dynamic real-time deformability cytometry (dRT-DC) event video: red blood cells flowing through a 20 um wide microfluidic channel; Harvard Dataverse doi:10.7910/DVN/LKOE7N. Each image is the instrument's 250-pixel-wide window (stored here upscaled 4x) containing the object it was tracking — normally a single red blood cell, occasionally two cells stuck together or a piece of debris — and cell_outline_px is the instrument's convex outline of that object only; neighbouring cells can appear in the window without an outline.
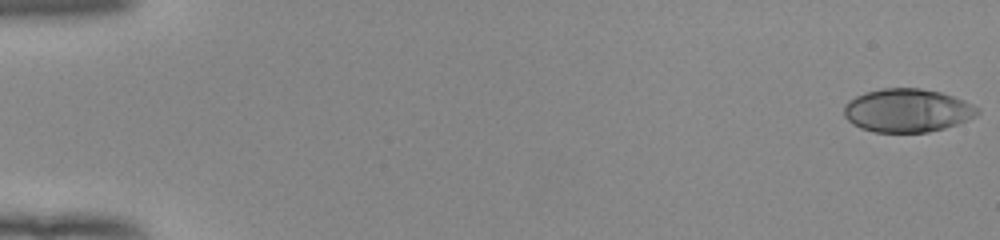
{"species": "human", "species_latin": "Homo sapiens", "temperature_condition": "room temperature", "stored_images_in_passage": 53, "camera_frame_rate_fps": 3000, "um_per_image_px": 0.085, "donor": {"sex": "female"}, "frame": {"image": 1, "passage_image": 1, "time_ms": 0.0, "image_size_px": [1000, 240], "cell_outline_px": [[980, 112], [976, 116], [968, 120], [944, 128], [928, 132], [872, 132], [860, 128], [852, 124], [844, 116], [844, 104], [848, 100], [864, 92], [884, 88], [920, 88], [940, 92], [964, 100], [980, 108]], "centroid_in_image_um": [77.11, 9.39], "position_along_channel_um": 7.9, "area_um2": 33.93}}
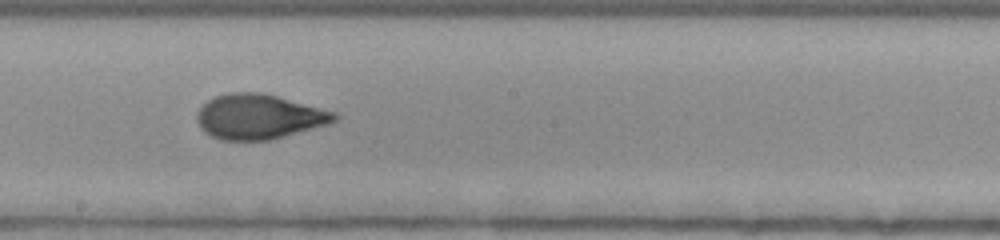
{"frame": {"image": 2, "passage_image": 31, "time_ms": 10.0, "image_size_px": [1000, 240], "cell_outline_px": [[340, 116], [336, 120], [328, 124], [284, 136], [268, 140], [220, 140], [204, 132], [200, 128], [196, 120], [196, 112], [208, 100], [216, 96], [232, 92], [260, 92], [276, 96], [336, 112]], "centroid_in_image_um": [21.98, 9.92], "position_along_channel_um": 226.2, "area_um2": 35.78}}
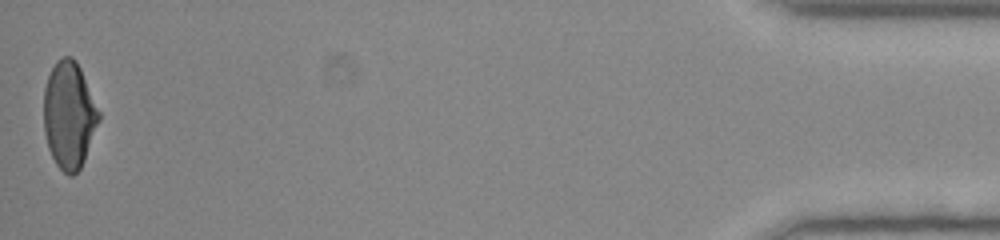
{"frame": {"image": 3, "passage_image": 53, "time_ms": 17.333, "image_size_px": [1000, 240], "cell_outline_px": [[100, 120], [84, 160], [80, 168], [72, 176], [68, 176], [56, 164], [48, 148], [44, 132], [44, 88], [48, 76], [56, 60], [64, 56], [72, 56], [76, 60], [80, 68], [100, 112]], "centroid_in_image_um": [5.87, 9.78], "position_along_channel_um": 429.3, "area_um2": 34.33}, "authors_computed_cell_mechanics": {"area_um2": 34.5066, "velocity_mm_per_s": 3.9459, "shape_relaxation_time_tau1_ms": 8.2637, "shape_relaxation_time_tau2_ms": 0.7851, "deformation_change_tau1": 0.2624, "deformation_change_tau2": 0.0601}}